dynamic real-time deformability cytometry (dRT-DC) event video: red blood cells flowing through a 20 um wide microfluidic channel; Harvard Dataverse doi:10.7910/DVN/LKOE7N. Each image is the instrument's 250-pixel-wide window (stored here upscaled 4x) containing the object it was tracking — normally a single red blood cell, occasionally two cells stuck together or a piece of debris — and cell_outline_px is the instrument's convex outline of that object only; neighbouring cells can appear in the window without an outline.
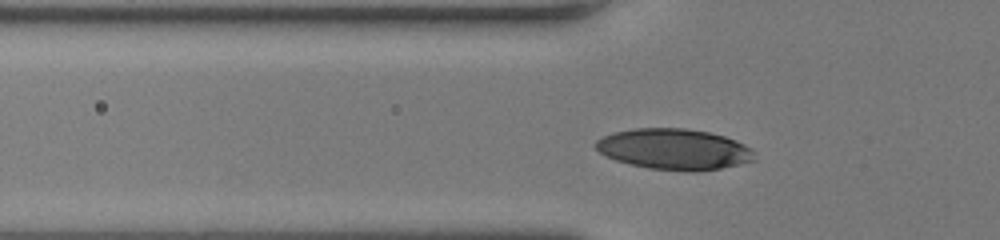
{"species": "human", "species_latin": "Homo sapiens", "temperature_condition": "room temperature", "stored_images_in_passage": 33, "camera_frame_rate_fps": 3000, "um_per_image_px": 0.085, "donor": {"sex": "female"}, "frame": {"image": 1, "passage_image": 8, "time_ms": 2.333, "image_size_px": [1000, 240], "cell_outline_px": [[756, 160], [740, 164], [700, 172], [684, 172], [648, 168], [628, 164], [616, 160], [600, 152], [592, 144], [596, 140], [612, 132], [636, 128], [684, 128], [708, 132], [724, 136], [736, 140], [752, 148]], "centroid_in_image_um": [57.31, 12.69], "position_along_channel_um": 68.5, "area_um2": 38.15}}
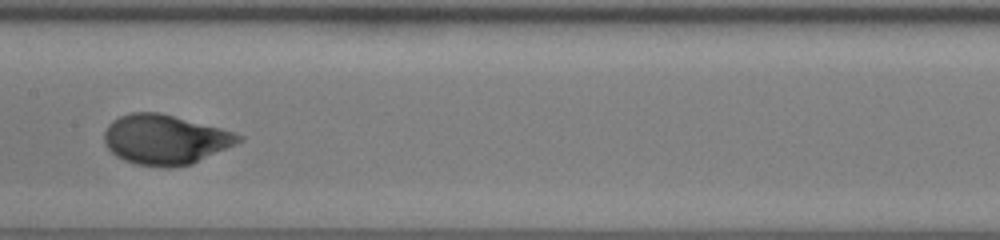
{"frame": {"image": 2, "passage_image": 17, "time_ms": 5.333, "image_size_px": [1000, 240], "cell_outline_px": [[244, 140], [236, 144], [192, 164], [168, 168], [164, 168], [136, 164], [124, 160], [116, 156], [104, 144], [104, 132], [108, 124], [112, 120], [120, 116], [132, 112], [160, 112], [220, 128], [244, 136]], "centroid_in_image_um": [14.02, 11.86], "position_along_channel_um": 193.4, "area_um2": 39.07}}
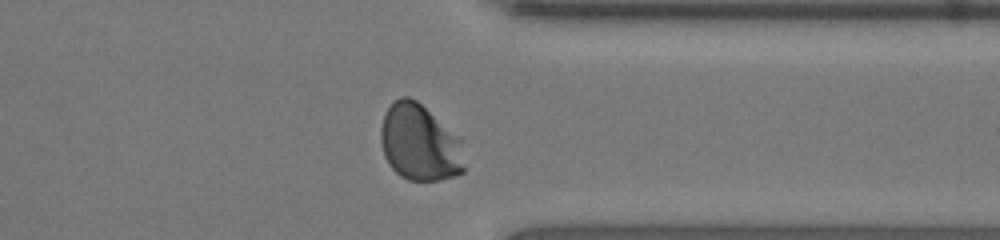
{"frame": {"image": 3, "passage_image": 30, "time_ms": 9.667, "image_size_px": [1000, 240], "cell_outline_px": [[464, 172], [456, 176], [440, 180], [408, 180], [400, 176], [388, 164], [384, 156], [380, 140], [380, 128], [384, 112], [400, 96], [408, 96], [416, 100], [460, 136], [464, 168]], "centroid_in_image_um": [35.66, 12.13], "position_along_channel_um": 375.7, "area_um2": 37.57}, "authors_computed_cell_mechanics": {"area_um2": 37.5122, "velocity_mm_per_s": 4.2395, "shape_relaxation_time_tau1_ms": 3.1556, "shape_relaxation_time_tau2_ms": null, "deformation_change_tau1": 0.1894, "deformation_change_tau2": null}}